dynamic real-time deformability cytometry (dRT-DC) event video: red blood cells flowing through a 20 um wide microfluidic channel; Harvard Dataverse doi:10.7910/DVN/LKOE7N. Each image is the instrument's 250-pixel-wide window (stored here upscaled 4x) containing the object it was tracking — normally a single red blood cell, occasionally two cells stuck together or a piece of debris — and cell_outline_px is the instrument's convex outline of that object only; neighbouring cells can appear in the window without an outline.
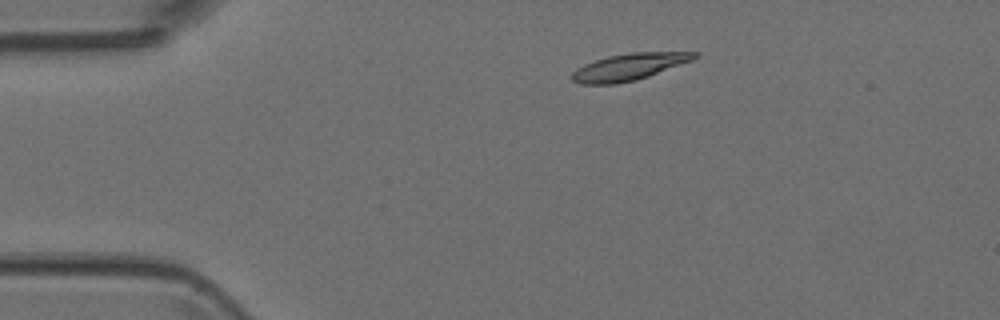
{"species": "Egyptian fruit bat (a non-hibernating species)", "species_latin": "Rousettus aegyptiacus", "temperature_condition": "room temperature", "stored_images_in_passage": 5, "camera_frame_rate_fps": 3000, "um_per_image_px": 0.085, "animal": {"sex": "female"}, "frame": {"image": 1, "passage_image": 2, "time_ms": 0.333, "image_size_px": [1000, 320], "cell_outline_px": [[700, 56], [692, 60], [648, 76], [636, 80], [616, 84], [580, 84], [572, 80], [572, 72], [576, 68], [584, 64], [608, 56], [632, 52], [700, 52]], "centroid_in_image_um": [53.46, 5.68], "position_along_channel_um": 31.5, "area_um2": 19.02}}
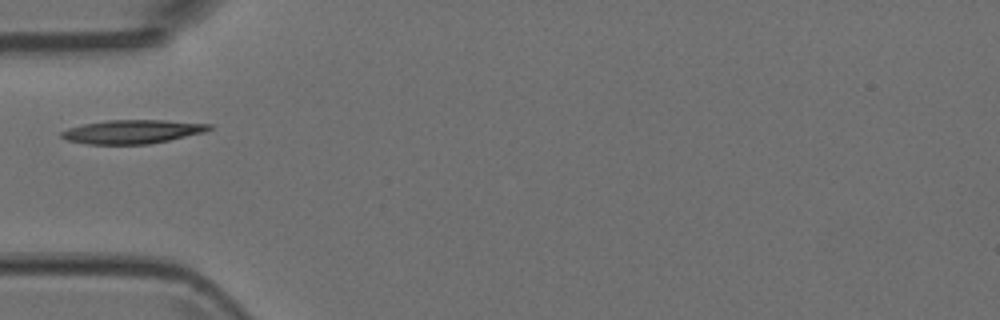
{"frame": {"image": 2, "passage_image": 4, "time_ms": 1.0, "image_size_px": [1000, 320], "cell_outline_px": [[212, 128], [204, 132], [168, 140], [148, 144], [84, 144], [68, 140], [60, 136], [60, 132], [68, 128], [84, 124], [108, 120], [164, 120], [212, 124]], "centroid_in_image_um": [11.23, 11.19], "position_along_channel_um": 73.8, "area_um2": 20.29}}
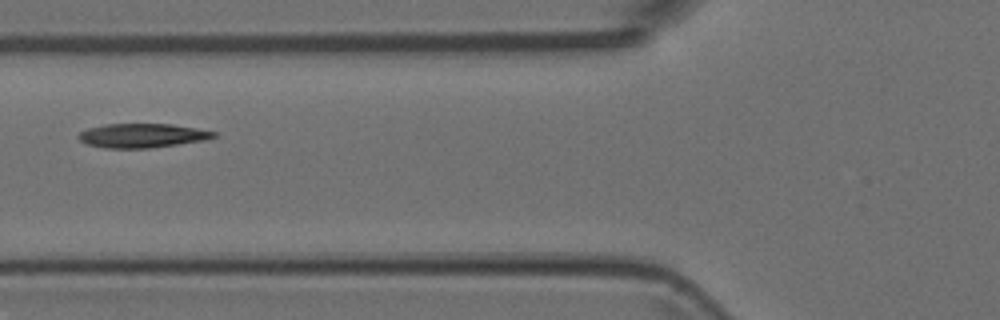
{"frame": {"image": 3, "passage_image": 5, "time_ms": 1.333, "image_size_px": [1000, 320], "cell_outline_px": [[216, 136], [204, 140], [148, 148], [104, 148], [88, 144], [80, 140], [76, 136], [80, 132], [88, 128], [104, 124], [172, 124], [196, 128], [216, 132]], "centroid_in_image_um": [12.05, 11.52], "position_along_channel_um": 113.8, "area_um2": 18.84}}